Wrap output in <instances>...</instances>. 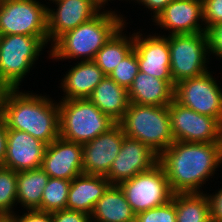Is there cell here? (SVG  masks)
I'll return each mask as SVG.
<instances>
[{"label":"cell","mask_w":222,"mask_h":222,"mask_svg":"<svg viewBox=\"0 0 222 222\" xmlns=\"http://www.w3.org/2000/svg\"><path fill=\"white\" fill-rule=\"evenodd\" d=\"M170 188L176 193H201L200 187L222 163V142L174 141L159 155Z\"/></svg>","instance_id":"cell-1"},{"label":"cell","mask_w":222,"mask_h":222,"mask_svg":"<svg viewBox=\"0 0 222 222\" xmlns=\"http://www.w3.org/2000/svg\"><path fill=\"white\" fill-rule=\"evenodd\" d=\"M2 116L7 129L25 131L47 145L60 137L59 105L45 96L15 89Z\"/></svg>","instance_id":"cell-2"},{"label":"cell","mask_w":222,"mask_h":222,"mask_svg":"<svg viewBox=\"0 0 222 222\" xmlns=\"http://www.w3.org/2000/svg\"><path fill=\"white\" fill-rule=\"evenodd\" d=\"M115 11H104L75 29L61 35L52 45L50 55L57 59L94 60L96 53L121 28L124 21Z\"/></svg>","instance_id":"cell-3"},{"label":"cell","mask_w":222,"mask_h":222,"mask_svg":"<svg viewBox=\"0 0 222 222\" xmlns=\"http://www.w3.org/2000/svg\"><path fill=\"white\" fill-rule=\"evenodd\" d=\"M118 124L126 137L148 145L158 155L174 142L168 106L130 103Z\"/></svg>","instance_id":"cell-4"},{"label":"cell","mask_w":222,"mask_h":222,"mask_svg":"<svg viewBox=\"0 0 222 222\" xmlns=\"http://www.w3.org/2000/svg\"><path fill=\"white\" fill-rule=\"evenodd\" d=\"M58 105L60 137L67 141L85 144L116 124L88 98L62 99Z\"/></svg>","instance_id":"cell-5"},{"label":"cell","mask_w":222,"mask_h":222,"mask_svg":"<svg viewBox=\"0 0 222 222\" xmlns=\"http://www.w3.org/2000/svg\"><path fill=\"white\" fill-rule=\"evenodd\" d=\"M48 36H26L20 34L2 37L0 44V74L14 88L19 85L35 63Z\"/></svg>","instance_id":"cell-6"},{"label":"cell","mask_w":222,"mask_h":222,"mask_svg":"<svg viewBox=\"0 0 222 222\" xmlns=\"http://www.w3.org/2000/svg\"><path fill=\"white\" fill-rule=\"evenodd\" d=\"M167 38L174 84L208 71L205 64L209 53L206 32L169 35Z\"/></svg>","instance_id":"cell-7"},{"label":"cell","mask_w":222,"mask_h":222,"mask_svg":"<svg viewBox=\"0 0 222 222\" xmlns=\"http://www.w3.org/2000/svg\"><path fill=\"white\" fill-rule=\"evenodd\" d=\"M119 186L135 215L166 204L174 194L159 163L151 170L121 182Z\"/></svg>","instance_id":"cell-8"},{"label":"cell","mask_w":222,"mask_h":222,"mask_svg":"<svg viewBox=\"0 0 222 222\" xmlns=\"http://www.w3.org/2000/svg\"><path fill=\"white\" fill-rule=\"evenodd\" d=\"M47 8L36 0H0L1 33L48 36Z\"/></svg>","instance_id":"cell-9"},{"label":"cell","mask_w":222,"mask_h":222,"mask_svg":"<svg viewBox=\"0 0 222 222\" xmlns=\"http://www.w3.org/2000/svg\"><path fill=\"white\" fill-rule=\"evenodd\" d=\"M174 99L222 125V91L209 71L175 84Z\"/></svg>","instance_id":"cell-10"},{"label":"cell","mask_w":222,"mask_h":222,"mask_svg":"<svg viewBox=\"0 0 222 222\" xmlns=\"http://www.w3.org/2000/svg\"><path fill=\"white\" fill-rule=\"evenodd\" d=\"M168 110L174 141L222 142V125L215 118L199 114L175 99L168 105Z\"/></svg>","instance_id":"cell-11"},{"label":"cell","mask_w":222,"mask_h":222,"mask_svg":"<svg viewBox=\"0 0 222 222\" xmlns=\"http://www.w3.org/2000/svg\"><path fill=\"white\" fill-rule=\"evenodd\" d=\"M159 155L148 145L125 137L117 157L105 176L111 185L132 179L135 175L151 170L158 164Z\"/></svg>","instance_id":"cell-12"},{"label":"cell","mask_w":222,"mask_h":222,"mask_svg":"<svg viewBox=\"0 0 222 222\" xmlns=\"http://www.w3.org/2000/svg\"><path fill=\"white\" fill-rule=\"evenodd\" d=\"M125 134L116 123L107 132L101 133L92 141L82 144L83 173L106 176L121 150Z\"/></svg>","instance_id":"cell-13"},{"label":"cell","mask_w":222,"mask_h":222,"mask_svg":"<svg viewBox=\"0 0 222 222\" xmlns=\"http://www.w3.org/2000/svg\"><path fill=\"white\" fill-rule=\"evenodd\" d=\"M41 168L51 178L72 181L83 173L82 144L58 137L46 146Z\"/></svg>","instance_id":"cell-14"},{"label":"cell","mask_w":222,"mask_h":222,"mask_svg":"<svg viewBox=\"0 0 222 222\" xmlns=\"http://www.w3.org/2000/svg\"><path fill=\"white\" fill-rule=\"evenodd\" d=\"M54 1L58 7L57 11L47 8L48 41L52 40V42L65 32L94 18L101 9L92 0Z\"/></svg>","instance_id":"cell-15"},{"label":"cell","mask_w":222,"mask_h":222,"mask_svg":"<svg viewBox=\"0 0 222 222\" xmlns=\"http://www.w3.org/2000/svg\"><path fill=\"white\" fill-rule=\"evenodd\" d=\"M46 146L25 131L8 129L7 153L1 166L16 172L41 168Z\"/></svg>","instance_id":"cell-16"},{"label":"cell","mask_w":222,"mask_h":222,"mask_svg":"<svg viewBox=\"0 0 222 222\" xmlns=\"http://www.w3.org/2000/svg\"><path fill=\"white\" fill-rule=\"evenodd\" d=\"M134 33V50L139 64V71L162 80H173L170 66V48L166 36H147Z\"/></svg>","instance_id":"cell-17"},{"label":"cell","mask_w":222,"mask_h":222,"mask_svg":"<svg viewBox=\"0 0 222 222\" xmlns=\"http://www.w3.org/2000/svg\"><path fill=\"white\" fill-rule=\"evenodd\" d=\"M199 19L203 21L202 0H173L155 18L160 27L172 30L170 35L206 32L201 28Z\"/></svg>","instance_id":"cell-18"},{"label":"cell","mask_w":222,"mask_h":222,"mask_svg":"<svg viewBox=\"0 0 222 222\" xmlns=\"http://www.w3.org/2000/svg\"><path fill=\"white\" fill-rule=\"evenodd\" d=\"M173 80H162L141 71L129 87L130 103L150 106H168L174 100Z\"/></svg>","instance_id":"cell-19"},{"label":"cell","mask_w":222,"mask_h":222,"mask_svg":"<svg viewBox=\"0 0 222 222\" xmlns=\"http://www.w3.org/2000/svg\"><path fill=\"white\" fill-rule=\"evenodd\" d=\"M111 185L105 176L80 174L69 188L66 209L92 214L97 201Z\"/></svg>","instance_id":"cell-20"},{"label":"cell","mask_w":222,"mask_h":222,"mask_svg":"<svg viewBox=\"0 0 222 222\" xmlns=\"http://www.w3.org/2000/svg\"><path fill=\"white\" fill-rule=\"evenodd\" d=\"M104 77L103 71L93 60H82L73 66L62 80V89L66 93L62 99L88 98Z\"/></svg>","instance_id":"cell-21"},{"label":"cell","mask_w":222,"mask_h":222,"mask_svg":"<svg viewBox=\"0 0 222 222\" xmlns=\"http://www.w3.org/2000/svg\"><path fill=\"white\" fill-rule=\"evenodd\" d=\"M88 99L116 123L123 118L130 105L127 89L109 76L102 79Z\"/></svg>","instance_id":"cell-22"},{"label":"cell","mask_w":222,"mask_h":222,"mask_svg":"<svg viewBox=\"0 0 222 222\" xmlns=\"http://www.w3.org/2000/svg\"><path fill=\"white\" fill-rule=\"evenodd\" d=\"M90 217L92 222H135V214L119 185L108 187Z\"/></svg>","instance_id":"cell-23"},{"label":"cell","mask_w":222,"mask_h":222,"mask_svg":"<svg viewBox=\"0 0 222 222\" xmlns=\"http://www.w3.org/2000/svg\"><path fill=\"white\" fill-rule=\"evenodd\" d=\"M49 178L42 168L17 172V202L28 210L38 209Z\"/></svg>","instance_id":"cell-24"},{"label":"cell","mask_w":222,"mask_h":222,"mask_svg":"<svg viewBox=\"0 0 222 222\" xmlns=\"http://www.w3.org/2000/svg\"><path fill=\"white\" fill-rule=\"evenodd\" d=\"M123 28L124 26L104 44L93 60L105 76H109L115 67L134 49V35L132 38L123 36Z\"/></svg>","instance_id":"cell-25"},{"label":"cell","mask_w":222,"mask_h":222,"mask_svg":"<svg viewBox=\"0 0 222 222\" xmlns=\"http://www.w3.org/2000/svg\"><path fill=\"white\" fill-rule=\"evenodd\" d=\"M172 200L177 222H211L209 198L203 192L176 193Z\"/></svg>","instance_id":"cell-26"},{"label":"cell","mask_w":222,"mask_h":222,"mask_svg":"<svg viewBox=\"0 0 222 222\" xmlns=\"http://www.w3.org/2000/svg\"><path fill=\"white\" fill-rule=\"evenodd\" d=\"M70 180L49 178L43 190L41 205L37 210L54 212L66 209Z\"/></svg>","instance_id":"cell-27"},{"label":"cell","mask_w":222,"mask_h":222,"mask_svg":"<svg viewBox=\"0 0 222 222\" xmlns=\"http://www.w3.org/2000/svg\"><path fill=\"white\" fill-rule=\"evenodd\" d=\"M17 202V172L0 165V216L11 218Z\"/></svg>","instance_id":"cell-28"},{"label":"cell","mask_w":222,"mask_h":222,"mask_svg":"<svg viewBox=\"0 0 222 222\" xmlns=\"http://www.w3.org/2000/svg\"><path fill=\"white\" fill-rule=\"evenodd\" d=\"M139 72L136 51L133 49L111 72V77L118 85L129 89Z\"/></svg>","instance_id":"cell-29"},{"label":"cell","mask_w":222,"mask_h":222,"mask_svg":"<svg viewBox=\"0 0 222 222\" xmlns=\"http://www.w3.org/2000/svg\"><path fill=\"white\" fill-rule=\"evenodd\" d=\"M135 222H177L173 200L135 215Z\"/></svg>","instance_id":"cell-30"},{"label":"cell","mask_w":222,"mask_h":222,"mask_svg":"<svg viewBox=\"0 0 222 222\" xmlns=\"http://www.w3.org/2000/svg\"><path fill=\"white\" fill-rule=\"evenodd\" d=\"M202 3L206 30L210 26L222 23V0H202Z\"/></svg>","instance_id":"cell-31"},{"label":"cell","mask_w":222,"mask_h":222,"mask_svg":"<svg viewBox=\"0 0 222 222\" xmlns=\"http://www.w3.org/2000/svg\"><path fill=\"white\" fill-rule=\"evenodd\" d=\"M208 51L222 58V23L210 26L206 30Z\"/></svg>","instance_id":"cell-32"},{"label":"cell","mask_w":222,"mask_h":222,"mask_svg":"<svg viewBox=\"0 0 222 222\" xmlns=\"http://www.w3.org/2000/svg\"><path fill=\"white\" fill-rule=\"evenodd\" d=\"M51 214L53 222H92L90 215L81 211L63 209Z\"/></svg>","instance_id":"cell-33"},{"label":"cell","mask_w":222,"mask_h":222,"mask_svg":"<svg viewBox=\"0 0 222 222\" xmlns=\"http://www.w3.org/2000/svg\"><path fill=\"white\" fill-rule=\"evenodd\" d=\"M28 213H24L22 216L14 214L10 219L13 222H53L51 212H45L41 210H27Z\"/></svg>","instance_id":"cell-34"},{"label":"cell","mask_w":222,"mask_h":222,"mask_svg":"<svg viewBox=\"0 0 222 222\" xmlns=\"http://www.w3.org/2000/svg\"><path fill=\"white\" fill-rule=\"evenodd\" d=\"M210 203L211 221L222 222V189L215 195H208Z\"/></svg>","instance_id":"cell-35"},{"label":"cell","mask_w":222,"mask_h":222,"mask_svg":"<svg viewBox=\"0 0 222 222\" xmlns=\"http://www.w3.org/2000/svg\"><path fill=\"white\" fill-rule=\"evenodd\" d=\"M7 80H5L0 74V114L3 113L4 108L8 103V99L11 93L15 90Z\"/></svg>","instance_id":"cell-36"},{"label":"cell","mask_w":222,"mask_h":222,"mask_svg":"<svg viewBox=\"0 0 222 222\" xmlns=\"http://www.w3.org/2000/svg\"><path fill=\"white\" fill-rule=\"evenodd\" d=\"M138 3H142V5H145L146 8L151 11H154L153 13L154 17L153 20L165 9V7L172 2L173 0H136Z\"/></svg>","instance_id":"cell-37"},{"label":"cell","mask_w":222,"mask_h":222,"mask_svg":"<svg viewBox=\"0 0 222 222\" xmlns=\"http://www.w3.org/2000/svg\"><path fill=\"white\" fill-rule=\"evenodd\" d=\"M7 126L5 120L0 114V165H2L6 158L7 153Z\"/></svg>","instance_id":"cell-38"},{"label":"cell","mask_w":222,"mask_h":222,"mask_svg":"<svg viewBox=\"0 0 222 222\" xmlns=\"http://www.w3.org/2000/svg\"><path fill=\"white\" fill-rule=\"evenodd\" d=\"M92 1L100 8L103 7L102 5H104L106 2H108V0H92Z\"/></svg>","instance_id":"cell-39"},{"label":"cell","mask_w":222,"mask_h":222,"mask_svg":"<svg viewBox=\"0 0 222 222\" xmlns=\"http://www.w3.org/2000/svg\"><path fill=\"white\" fill-rule=\"evenodd\" d=\"M2 222H13V221L10 218H6Z\"/></svg>","instance_id":"cell-40"},{"label":"cell","mask_w":222,"mask_h":222,"mask_svg":"<svg viewBox=\"0 0 222 222\" xmlns=\"http://www.w3.org/2000/svg\"><path fill=\"white\" fill-rule=\"evenodd\" d=\"M2 37H3V34L0 31V44H1Z\"/></svg>","instance_id":"cell-41"},{"label":"cell","mask_w":222,"mask_h":222,"mask_svg":"<svg viewBox=\"0 0 222 222\" xmlns=\"http://www.w3.org/2000/svg\"><path fill=\"white\" fill-rule=\"evenodd\" d=\"M5 218L0 216V222H2Z\"/></svg>","instance_id":"cell-42"}]
</instances>
